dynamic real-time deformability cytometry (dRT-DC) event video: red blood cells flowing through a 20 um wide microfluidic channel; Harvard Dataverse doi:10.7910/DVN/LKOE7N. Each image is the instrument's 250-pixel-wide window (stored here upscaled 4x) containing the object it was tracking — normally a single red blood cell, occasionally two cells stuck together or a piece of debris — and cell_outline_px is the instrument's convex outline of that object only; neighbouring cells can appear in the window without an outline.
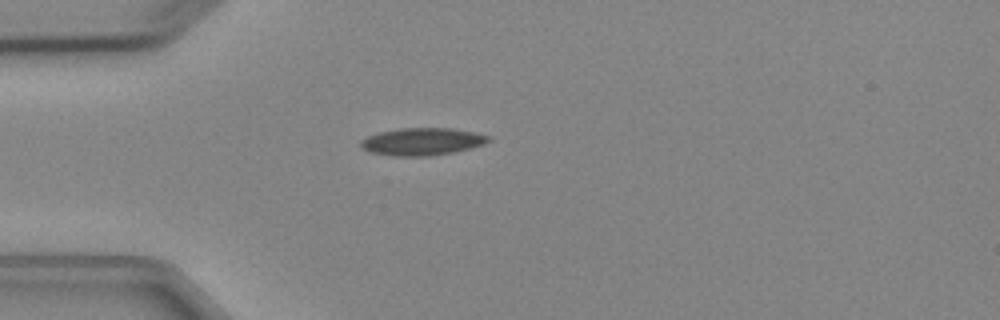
{"species": "Egyptian fruit bat (a non-hibernating species)", "species_latin": "Rousettus aegyptiacus", "temperature_condition": "cold", "stored_images_in_passage": 1, "camera_frame_rate_fps": 3000, "um_per_image_px": 0.085, "animal": {"sex": "female"}, "frame": {"image": 1, "passage_image": 1, "time_ms": 0.0, "image_size_px": [1000, 320], "cell_outline_px": [[492, 140], [484, 144], [452, 152], [428, 156], [392, 156], [372, 152], [364, 148], [360, 144], [360, 140], [376, 132], [400, 128], [452, 128], [476, 132], [488, 136]], "centroid_in_image_um": [35.88, 12.02], "position_along_channel_um": 49.1, "area_um2": 20.35}}